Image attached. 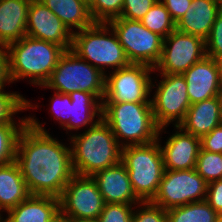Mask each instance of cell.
I'll return each instance as SVG.
<instances>
[{
  "label": "cell",
  "mask_w": 222,
  "mask_h": 222,
  "mask_svg": "<svg viewBox=\"0 0 222 222\" xmlns=\"http://www.w3.org/2000/svg\"><path fill=\"white\" fill-rule=\"evenodd\" d=\"M15 162L31 195L59 198L74 175L71 149L56 141L34 117L17 140Z\"/></svg>",
  "instance_id": "6da1fadb"
},
{
  "label": "cell",
  "mask_w": 222,
  "mask_h": 222,
  "mask_svg": "<svg viewBox=\"0 0 222 222\" xmlns=\"http://www.w3.org/2000/svg\"><path fill=\"white\" fill-rule=\"evenodd\" d=\"M70 139L74 174L92 176L121 161V144L102 117H98L85 133L72 135Z\"/></svg>",
  "instance_id": "7a4b0ae2"
},
{
  "label": "cell",
  "mask_w": 222,
  "mask_h": 222,
  "mask_svg": "<svg viewBox=\"0 0 222 222\" xmlns=\"http://www.w3.org/2000/svg\"><path fill=\"white\" fill-rule=\"evenodd\" d=\"M11 82L27 78L44 85L65 50L54 43L25 36L6 46Z\"/></svg>",
  "instance_id": "3957f363"
},
{
  "label": "cell",
  "mask_w": 222,
  "mask_h": 222,
  "mask_svg": "<svg viewBox=\"0 0 222 222\" xmlns=\"http://www.w3.org/2000/svg\"><path fill=\"white\" fill-rule=\"evenodd\" d=\"M102 119L108 124L118 144L144 145L157 140L161 130L156 125L151 103H102ZM129 139V140H128Z\"/></svg>",
  "instance_id": "277c9868"
},
{
  "label": "cell",
  "mask_w": 222,
  "mask_h": 222,
  "mask_svg": "<svg viewBox=\"0 0 222 222\" xmlns=\"http://www.w3.org/2000/svg\"><path fill=\"white\" fill-rule=\"evenodd\" d=\"M158 140L121 148V162L127 169L134 193L142 202L154 198L165 171Z\"/></svg>",
  "instance_id": "5b68a950"
},
{
  "label": "cell",
  "mask_w": 222,
  "mask_h": 222,
  "mask_svg": "<svg viewBox=\"0 0 222 222\" xmlns=\"http://www.w3.org/2000/svg\"><path fill=\"white\" fill-rule=\"evenodd\" d=\"M106 25L104 22H94L85 29L74 31L71 45V51L87 62H95L91 64L102 73L103 66L118 70L131 64L113 29L110 28L113 36L107 37L110 30Z\"/></svg>",
  "instance_id": "8992f818"
},
{
  "label": "cell",
  "mask_w": 222,
  "mask_h": 222,
  "mask_svg": "<svg viewBox=\"0 0 222 222\" xmlns=\"http://www.w3.org/2000/svg\"><path fill=\"white\" fill-rule=\"evenodd\" d=\"M105 75L73 51L66 50L49 79L40 86L55 89L56 92L62 94L74 91L92 93L102 103L105 93Z\"/></svg>",
  "instance_id": "52a82bcc"
},
{
  "label": "cell",
  "mask_w": 222,
  "mask_h": 222,
  "mask_svg": "<svg viewBox=\"0 0 222 222\" xmlns=\"http://www.w3.org/2000/svg\"><path fill=\"white\" fill-rule=\"evenodd\" d=\"M117 34L131 64L154 68L159 62L163 38L147 29L141 21L117 17L107 23Z\"/></svg>",
  "instance_id": "ba28073f"
},
{
  "label": "cell",
  "mask_w": 222,
  "mask_h": 222,
  "mask_svg": "<svg viewBox=\"0 0 222 222\" xmlns=\"http://www.w3.org/2000/svg\"><path fill=\"white\" fill-rule=\"evenodd\" d=\"M208 183L196 172L190 170H165L158 191L150 201L167 210L169 208L200 202L206 199Z\"/></svg>",
  "instance_id": "9c48e42d"
},
{
  "label": "cell",
  "mask_w": 222,
  "mask_h": 222,
  "mask_svg": "<svg viewBox=\"0 0 222 222\" xmlns=\"http://www.w3.org/2000/svg\"><path fill=\"white\" fill-rule=\"evenodd\" d=\"M153 68L144 64H130L105 75V93L102 103H151L152 89L149 73ZM106 98V99H105Z\"/></svg>",
  "instance_id": "30bf717a"
},
{
  "label": "cell",
  "mask_w": 222,
  "mask_h": 222,
  "mask_svg": "<svg viewBox=\"0 0 222 222\" xmlns=\"http://www.w3.org/2000/svg\"><path fill=\"white\" fill-rule=\"evenodd\" d=\"M163 79L151 100L153 116L159 130L171 122L178 126L187 113L191 103L188 98V87L182 74H163Z\"/></svg>",
  "instance_id": "8fae6325"
},
{
  "label": "cell",
  "mask_w": 222,
  "mask_h": 222,
  "mask_svg": "<svg viewBox=\"0 0 222 222\" xmlns=\"http://www.w3.org/2000/svg\"><path fill=\"white\" fill-rule=\"evenodd\" d=\"M60 210L70 220H97L105 202L92 176L74 174L59 197Z\"/></svg>",
  "instance_id": "7c38bea8"
},
{
  "label": "cell",
  "mask_w": 222,
  "mask_h": 222,
  "mask_svg": "<svg viewBox=\"0 0 222 222\" xmlns=\"http://www.w3.org/2000/svg\"><path fill=\"white\" fill-rule=\"evenodd\" d=\"M206 56L205 40L174 30L163 39L161 57L153 69L163 74H183Z\"/></svg>",
  "instance_id": "4fadbf2b"
},
{
  "label": "cell",
  "mask_w": 222,
  "mask_h": 222,
  "mask_svg": "<svg viewBox=\"0 0 222 222\" xmlns=\"http://www.w3.org/2000/svg\"><path fill=\"white\" fill-rule=\"evenodd\" d=\"M72 32L49 8L39 0H31L26 24V35L71 50Z\"/></svg>",
  "instance_id": "5bb4252c"
},
{
  "label": "cell",
  "mask_w": 222,
  "mask_h": 222,
  "mask_svg": "<svg viewBox=\"0 0 222 222\" xmlns=\"http://www.w3.org/2000/svg\"><path fill=\"white\" fill-rule=\"evenodd\" d=\"M191 104L217 96L222 84V74L217 60L206 56L183 74Z\"/></svg>",
  "instance_id": "9a60e30c"
},
{
  "label": "cell",
  "mask_w": 222,
  "mask_h": 222,
  "mask_svg": "<svg viewBox=\"0 0 222 222\" xmlns=\"http://www.w3.org/2000/svg\"><path fill=\"white\" fill-rule=\"evenodd\" d=\"M92 178L96 181L105 203H142L134 193L127 169L121 161L114 166L97 171Z\"/></svg>",
  "instance_id": "2e32d148"
},
{
  "label": "cell",
  "mask_w": 222,
  "mask_h": 222,
  "mask_svg": "<svg viewBox=\"0 0 222 222\" xmlns=\"http://www.w3.org/2000/svg\"><path fill=\"white\" fill-rule=\"evenodd\" d=\"M175 127L180 129L179 132L176 131L175 134L171 135L164 147L160 145L164 169L175 171L193 169L196 166L201 148L200 138L185 131L183 132L178 126Z\"/></svg>",
  "instance_id": "e0dca14e"
},
{
  "label": "cell",
  "mask_w": 222,
  "mask_h": 222,
  "mask_svg": "<svg viewBox=\"0 0 222 222\" xmlns=\"http://www.w3.org/2000/svg\"><path fill=\"white\" fill-rule=\"evenodd\" d=\"M219 12L218 0H192L187 12L176 23V30L206 40Z\"/></svg>",
  "instance_id": "ac0fdd59"
},
{
  "label": "cell",
  "mask_w": 222,
  "mask_h": 222,
  "mask_svg": "<svg viewBox=\"0 0 222 222\" xmlns=\"http://www.w3.org/2000/svg\"><path fill=\"white\" fill-rule=\"evenodd\" d=\"M222 124L217 96L191 104L185 118L178 125L181 130L201 138Z\"/></svg>",
  "instance_id": "d6986e66"
},
{
  "label": "cell",
  "mask_w": 222,
  "mask_h": 222,
  "mask_svg": "<svg viewBox=\"0 0 222 222\" xmlns=\"http://www.w3.org/2000/svg\"><path fill=\"white\" fill-rule=\"evenodd\" d=\"M31 0H0V43L9 45L26 36Z\"/></svg>",
  "instance_id": "ffe728a7"
},
{
  "label": "cell",
  "mask_w": 222,
  "mask_h": 222,
  "mask_svg": "<svg viewBox=\"0 0 222 222\" xmlns=\"http://www.w3.org/2000/svg\"><path fill=\"white\" fill-rule=\"evenodd\" d=\"M60 210L59 198L30 195L16 207L7 211L5 222H48Z\"/></svg>",
  "instance_id": "44dd1931"
},
{
  "label": "cell",
  "mask_w": 222,
  "mask_h": 222,
  "mask_svg": "<svg viewBox=\"0 0 222 222\" xmlns=\"http://www.w3.org/2000/svg\"><path fill=\"white\" fill-rule=\"evenodd\" d=\"M29 193L18 164L0 166V212L8 211L26 200Z\"/></svg>",
  "instance_id": "7402d4cb"
},
{
  "label": "cell",
  "mask_w": 222,
  "mask_h": 222,
  "mask_svg": "<svg viewBox=\"0 0 222 222\" xmlns=\"http://www.w3.org/2000/svg\"><path fill=\"white\" fill-rule=\"evenodd\" d=\"M49 8L63 24L71 31L72 27L78 31L91 26L94 21L89 13L86 0H39Z\"/></svg>",
  "instance_id": "603a6c76"
},
{
  "label": "cell",
  "mask_w": 222,
  "mask_h": 222,
  "mask_svg": "<svg viewBox=\"0 0 222 222\" xmlns=\"http://www.w3.org/2000/svg\"><path fill=\"white\" fill-rule=\"evenodd\" d=\"M68 95L72 101L71 119L64 126L65 129L78 130L90 122L92 123L95 115L102 117V103L96 101L98 98L94 94L74 91Z\"/></svg>",
  "instance_id": "cb8c5ba5"
},
{
  "label": "cell",
  "mask_w": 222,
  "mask_h": 222,
  "mask_svg": "<svg viewBox=\"0 0 222 222\" xmlns=\"http://www.w3.org/2000/svg\"><path fill=\"white\" fill-rule=\"evenodd\" d=\"M167 222H215L219 214L204 200L169 208Z\"/></svg>",
  "instance_id": "d4e9b609"
},
{
  "label": "cell",
  "mask_w": 222,
  "mask_h": 222,
  "mask_svg": "<svg viewBox=\"0 0 222 222\" xmlns=\"http://www.w3.org/2000/svg\"><path fill=\"white\" fill-rule=\"evenodd\" d=\"M140 21L147 29L163 39L176 30V23L161 0H157Z\"/></svg>",
  "instance_id": "484cf974"
},
{
  "label": "cell",
  "mask_w": 222,
  "mask_h": 222,
  "mask_svg": "<svg viewBox=\"0 0 222 222\" xmlns=\"http://www.w3.org/2000/svg\"><path fill=\"white\" fill-rule=\"evenodd\" d=\"M0 124V166L10 164L15 161L17 140L23 127L27 124V117L19 123ZM19 127V128H18Z\"/></svg>",
  "instance_id": "4316f807"
},
{
  "label": "cell",
  "mask_w": 222,
  "mask_h": 222,
  "mask_svg": "<svg viewBox=\"0 0 222 222\" xmlns=\"http://www.w3.org/2000/svg\"><path fill=\"white\" fill-rule=\"evenodd\" d=\"M195 170L208 184L222 179V153L200 148Z\"/></svg>",
  "instance_id": "83f0119b"
},
{
  "label": "cell",
  "mask_w": 222,
  "mask_h": 222,
  "mask_svg": "<svg viewBox=\"0 0 222 222\" xmlns=\"http://www.w3.org/2000/svg\"><path fill=\"white\" fill-rule=\"evenodd\" d=\"M2 90L0 89V124L15 123L12 118L13 114L34 107L20 94L5 93Z\"/></svg>",
  "instance_id": "f1b7e54d"
},
{
  "label": "cell",
  "mask_w": 222,
  "mask_h": 222,
  "mask_svg": "<svg viewBox=\"0 0 222 222\" xmlns=\"http://www.w3.org/2000/svg\"><path fill=\"white\" fill-rule=\"evenodd\" d=\"M124 0H90L89 13L94 22L108 23L120 17Z\"/></svg>",
  "instance_id": "f546056e"
},
{
  "label": "cell",
  "mask_w": 222,
  "mask_h": 222,
  "mask_svg": "<svg viewBox=\"0 0 222 222\" xmlns=\"http://www.w3.org/2000/svg\"><path fill=\"white\" fill-rule=\"evenodd\" d=\"M132 204L105 203L97 222H132Z\"/></svg>",
  "instance_id": "4dcf8cb0"
},
{
  "label": "cell",
  "mask_w": 222,
  "mask_h": 222,
  "mask_svg": "<svg viewBox=\"0 0 222 222\" xmlns=\"http://www.w3.org/2000/svg\"><path fill=\"white\" fill-rule=\"evenodd\" d=\"M157 0H124L120 17L140 21Z\"/></svg>",
  "instance_id": "1f68e13d"
},
{
  "label": "cell",
  "mask_w": 222,
  "mask_h": 222,
  "mask_svg": "<svg viewBox=\"0 0 222 222\" xmlns=\"http://www.w3.org/2000/svg\"><path fill=\"white\" fill-rule=\"evenodd\" d=\"M206 54L208 57L217 58L222 53V12L220 11L205 40Z\"/></svg>",
  "instance_id": "d6a6232c"
},
{
  "label": "cell",
  "mask_w": 222,
  "mask_h": 222,
  "mask_svg": "<svg viewBox=\"0 0 222 222\" xmlns=\"http://www.w3.org/2000/svg\"><path fill=\"white\" fill-rule=\"evenodd\" d=\"M140 205H143V208L134 212L132 222H167V211L162 207L150 201L142 202Z\"/></svg>",
  "instance_id": "836d02e7"
},
{
  "label": "cell",
  "mask_w": 222,
  "mask_h": 222,
  "mask_svg": "<svg viewBox=\"0 0 222 222\" xmlns=\"http://www.w3.org/2000/svg\"><path fill=\"white\" fill-rule=\"evenodd\" d=\"M52 108L51 111L54 113L56 120L62 126H65L71 119V105L72 101L68 94L55 93V96L51 99Z\"/></svg>",
  "instance_id": "e575fe53"
},
{
  "label": "cell",
  "mask_w": 222,
  "mask_h": 222,
  "mask_svg": "<svg viewBox=\"0 0 222 222\" xmlns=\"http://www.w3.org/2000/svg\"><path fill=\"white\" fill-rule=\"evenodd\" d=\"M202 150L222 153V124L215 127L210 133L200 138Z\"/></svg>",
  "instance_id": "d590c367"
},
{
  "label": "cell",
  "mask_w": 222,
  "mask_h": 222,
  "mask_svg": "<svg viewBox=\"0 0 222 222\" xmlns=\"http://www.w3.org/2000/svg\"><path fill=\"white\" fill-rule=\"evenodd\" d=\"M205 201L219 215H222V179L208 184Z\"/></svg>",
  "instance_id": "8d00e7d4"
},
{
  "label": "cell",
  "mask_w": 222,
  "mask_h": 222,
  "mask_svg": "<svg viewBox=\"0 0 222 222\" xmlns=\"http://www.w3.org/2000/svg\"><path fill=\"white\" fill-rule=\"evenodd\" d=\"M161 2L169 11L173 21L177 23L189 9L192 0H163Z\"/></svg>",
  "instance_id": "74e56055"
},
{
  "label": "cell",
  "mask_w": 222,
  "mask_h": 222,
  "mask_svg": "<svg viewBox=\"0 0 222 222\" xmlns=\"http://www.w3.org/2000/svg\"><path fill=\"white\" fill-rule=\"evenodd\" d=\"M6 82H11L9 75L8 55L6 45L0 43V89Z\"/></svg>",
  "instance_id": "f35d334b"
},
{
  "label": "cell",
  "mask_w": 222,
  "mask_h": 222,
  "mask_svg": "<svg viewBox=\"0 0 222 222\" xmlns=\"http://www.w3.org/2000/svg\"><path fill=\"white\" fill-rule=\"evenodd\" d=\"M48 222H71L70 218L59 210Z\"/></svg>",
  "instance_id": "ab89813d"
},
{
  "label": "cell",
  "mask_w": 222,
  "mask_h": 222,
  "mask_svg": "<svg viewBox=\"0 0 222 222\" xmlns=\"http://www.w3.org/2000/svg\"><path fill=\"white\" fill-rule=\"evenodd\" d=\"M217 98L219 101L220 113H221V117H222V84H221V87L217 93Z\"/></svg>",
  "instance_id": "60d3db41"
},
{
  "label": "cell",
  "mask_w": 222,
  "mask_h": 222,
  "mask_svg": "<svg viewBox=\"0 0 222 222\" xmlns=\"http://www.w3.org/2000/svg\"><path fill=\"white\" fill-rule=\"evenodd\" d=\"M216 60H217L219 69H220L221 74H222V53L216 58Z\"/></svg>",
  "instance_id": "b9f144b4"
},
{
  "label": "cell",
  "mask_w": 222,
  "mask_h": 222,
  "mask_svg": "<svg viewBox=\"0 0 222 222\" xmlns=\"http://www.w3.org/2000/svg\"><path fill=\"white\" fill-rule=\"evenodd\" d=\"M71 222H97L96 220H71Z\"/></svg>",
  "instance_id": "7bdbcfd3"
},
{
  "label": "cell",
  "mask_w": 222,
  "mask_h": 222,
  "mask_svg": "<svg viewBox=\"0 0 222 222\" xmlns=\"http://www.w3.org/2000/svg\"><path fill=\"white\" fill-rule=\"evenodd\" d=\"M215 222H222V215H219Z\"/></svg>",
  "instance_id": "ee69618b"
},
{
  "label": "cell",
  "mask_w": 222,
  "mask_h": 222,
  "mask_svg": "<svg viewBox=\"0 0 222 222\" xmlns=\"http://www.w3.org/2000/svg\"><path fill=\"white\" fill-rule=\"evenodd\" d=\"M220 11L222 12V0H218Z\"/></svg>",
  "instance_id": "f6af8a7d"
},
{
  "label": "cell",
  "mask_w": 222,
  "mask_h": 222,
  "mask_svg": "<svg viewBox=\"0 0 222 222\" xmlns=\"http://www.w3.org/2000/svg\"><path fill=\"white\" fill-rule=\"evenodd\" d=\"M2 215L0 214V222H5V220H2Z\"/></svg>",
  "instance_id": "bcb514c9"
}]
</instances>
